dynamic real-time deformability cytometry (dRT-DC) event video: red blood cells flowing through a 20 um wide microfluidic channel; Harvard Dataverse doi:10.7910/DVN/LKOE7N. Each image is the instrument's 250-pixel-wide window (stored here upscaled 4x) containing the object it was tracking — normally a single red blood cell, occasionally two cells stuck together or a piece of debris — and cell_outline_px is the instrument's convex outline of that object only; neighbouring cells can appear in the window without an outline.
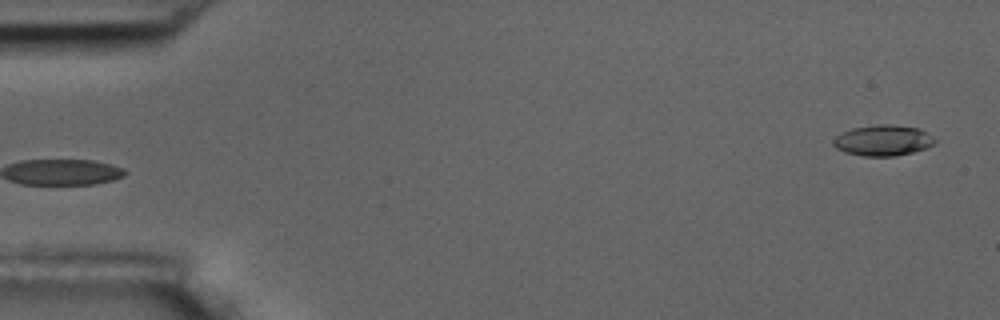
{"species": "common noctule bat (a hibernating species)", "species_latin": "Nyctalus noctula", "temperature_condition": "room temperature", "stored_images_in_passage": 5, "camera_frame_rate_fps": 3000, "um_per_image_px": 0.085, "animal": {"sex": "male", "body_mass_g": 17.5, "forearm_length_mm": 52.3}, "frame": {"image": 1, "passage_image": 5, "time_ms": 4.667, "image_size_px": [1000, 320], "cell_outline_px": [[936, 144], [912, 152], [896, 156], [860, 156], [844, 152], [836, 148], [832, 144], [832, 140], [836, 136], [852, 128], [876, 124], [892, 124], [920, 128], [936, 140]], "centroid_in_image_um": [75.04, 11.93], "position_along_channel_um": 10.0, "area_um2": 18.32}}